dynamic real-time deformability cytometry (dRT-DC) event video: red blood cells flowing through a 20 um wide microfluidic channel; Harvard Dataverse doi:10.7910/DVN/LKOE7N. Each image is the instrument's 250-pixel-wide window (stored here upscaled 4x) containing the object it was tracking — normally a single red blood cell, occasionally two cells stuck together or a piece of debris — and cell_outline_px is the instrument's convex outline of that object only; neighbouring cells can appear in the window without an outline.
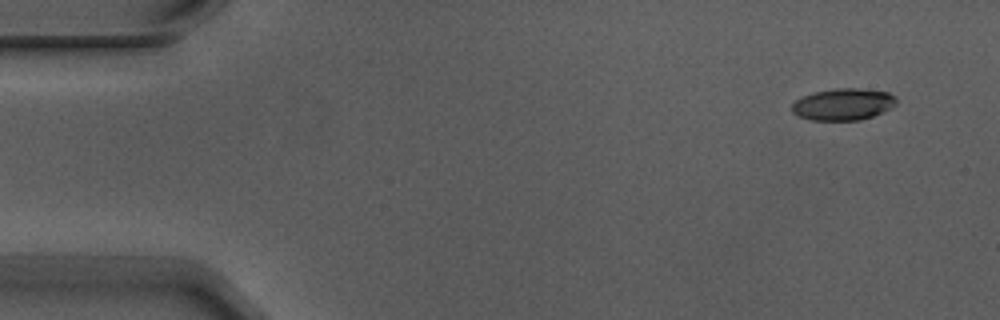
{"species": "Egyptian fruit bat (a non-hibernating species)", "species_latin": "Rousettus aegyptiacus", "temperature_condition": "warm", "stored_images_in_passage": 5, "camera_frame_rate_fps": 3000, "um_per_image_px": 0.085, "animal": {"sex": "male"}, "frame": {"image": 1, "passage_image": 1, "time_ms": 0.0, "image_size_px": [1000, 320], "cell_outline_px": [[896, 104], [872, 116], [860, 120], [812, 120], [796, 116], [792, 112], [792, 104], [796, 100], [812, 92], [836, 88], [860, 88], [888, 92], [896, 96]], "centroid_in_image_um": [71.64, 8.86], "position_along_channel_um": 13.4, "area_um2": 19.31}}
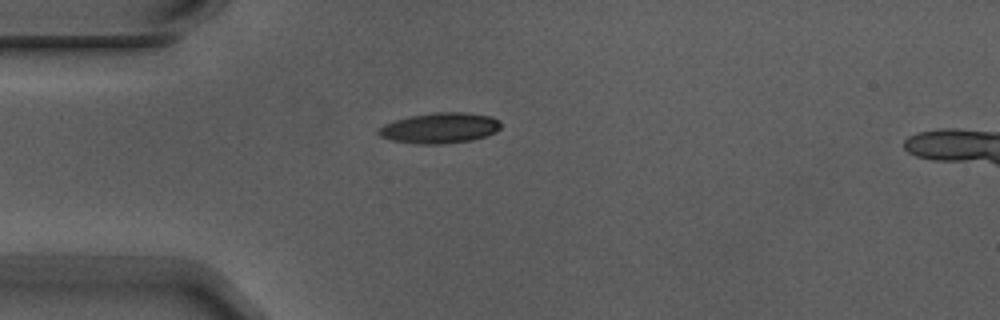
{"frame": {"image": 2, "passage_image": 4, "time_ms": 1.0, "image_size_px": [1000, 320], "cell_outline_px": [[500, 128], [496, 132], [472, 140], [440, 144], [420, 144], [392, 140], [380, 136], [376, 132], [384, 124], [396, 120], [412, 116], [432, 112], [464, 112], [492, 116], [500, 120]], "centroid_in_image_um": [37.41, 10.87], "position_along_channel_um": 47.6, "area_um2": 21.68}}